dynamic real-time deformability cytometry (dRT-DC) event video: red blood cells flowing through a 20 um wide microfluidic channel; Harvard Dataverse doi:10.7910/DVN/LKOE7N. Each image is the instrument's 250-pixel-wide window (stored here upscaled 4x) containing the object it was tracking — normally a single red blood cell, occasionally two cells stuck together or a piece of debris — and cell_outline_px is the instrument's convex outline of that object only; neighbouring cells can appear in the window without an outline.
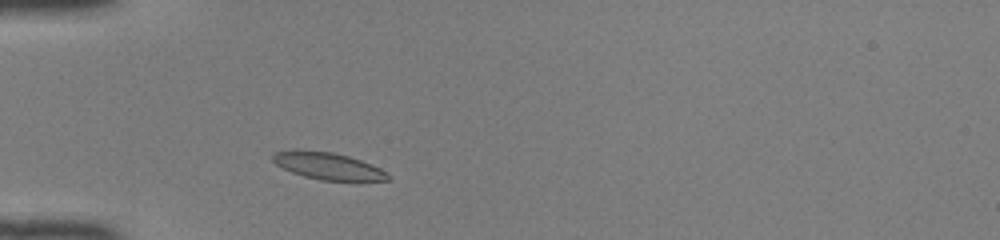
{"species": "common noctule bat (a hibernating species)", "species_latin": "Nyctalus noctula", "temperature_condition": "room temperature", "stored_images_in_passage": 38, "camera_frame_rate_fps": 3000, "um_per_image_px": 0.085, "animal": {"sex": "female", "body_mass_g": 22.0, "forearm_length_mm": 56.7}, "frame": {"image": 1, "passage_image": 4, "time_ms": 1.0, "image_size_px": [1000, 240], "cell_outline_px": [[388, 180], [320, 180], [304, 176], [292, 172], [276, 164], [272, 160], [272, 156], [276, 152], [332, 152], [348, 156], [360, 160], [380, 168], [388, 176]], "centroid_in_image_um": [27.9, 14.14], "position_along_channel_um": 57.1, "area_um2": 17.11}}
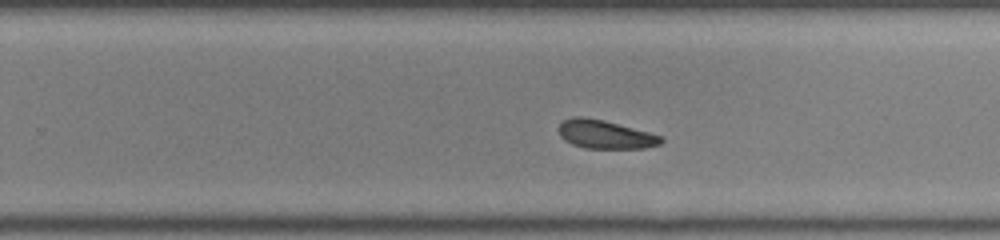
{"frame": {"image": 2, "passage_image": 21, "time_ms": 6.667, "image_size_px": [1000, 240], "cell_outline_px": [[664, 140], [660, 144], [644, 148], [584, 148], [572, 144], [564, 140], [560, 136], [560, 124], [564, 120], [576, 116], [584, 116], [604, 120], [648, 132], [660, 136]], "centroid_in_image_um": [51.42, 11.42], "position_along_channel_um": 278.4, "area_um2": 16.82}}
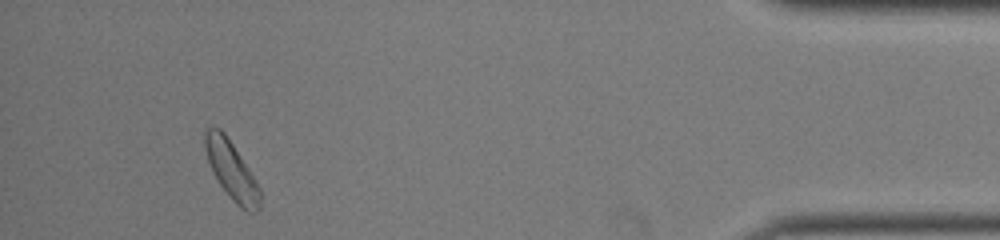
{"frame": {"image": 3, "passage_image": 35, "time_ms": 11.333, "image_size_px": [1000, 240], "cell_outline_px": [[260, 208], [256, 212], [248, 212], [240, 208], [232, 200], [220, 184], [212, 172], [204, 148], [204, 132], [208, 128], [220, 128], [224, 132], [256, 180], [260, 188]], "centroid_in_image_um": [19.68, 14.5], "position_along_channel_um": 415.5, "area_um2": 18.44}, "authors_computed_cell_mechanics": {"area_um2": 18.1492, "velocity_mm_per_s": 4.0929, "shape_relaxation_time_tau1_ms": 2.3415, "shape_relaxation_time_tau2_ms": 3.931, "deformation_change_tau1": 0.0897, "deformation_change_tau2": 0.0822}}